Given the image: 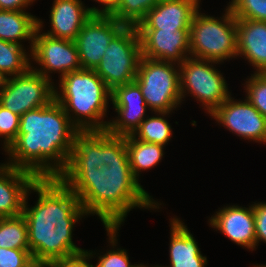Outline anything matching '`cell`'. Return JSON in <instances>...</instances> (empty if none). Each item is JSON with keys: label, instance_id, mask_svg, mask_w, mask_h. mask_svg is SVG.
<instances>
[{"label": "cell", "instance_id": "obj_7", "mask_svg": "<svg viewBox=\"0 0 266 267\" xmlns=\"http://www.w3.org/2000/svg\"><path fill=\"white\" fill-rule=\"evenodd\" d=\"M142 57L136 26H124L110 41L102 61L94 69L106 86L115 87L133 82Z\"/></svg>", "mask_w": 266, "mask_h": 267}, {"label": "cell", "instance_id": "obj_31", "mask_svg": "<svg viewBox=\"0 0 266 267\" xmlns=\"http://www.w3.org/2000/svg\"><path fill=\"white\" fill-rule=\"evenodd\" d=\"M117 160H129L126 136L111 135L105 130V161L104 167Z\"/></svg>", "mask_w": 266, "mask_h": 267}, {"label": "cell", "instance_id": "obj_38", "mask_svg": "<svg viewBox=\"0 0 266 267\" xmlns=\"http://www.w3.org/2000/svg\"><path fill=\"white\" fill-rule=\"evenodd\" d=\"M28 267H57V260H35L33 259Z\"/></svg>", "mask_w": 266, "mask_h": 267}, {"label": "cell", "instance_id": "obj_8", "mask_svg": "<svg viewBox=\"0 0 266 267\" xmlns=\"http://www.w3.org/2000/svg\"><path fill=\"white\" fill-rule=\"evenodd\" d=\"M217 63L187 57L179 64L181 99L190 93L210 115L231 95L223 75L213 66Z\"/></svg>", "mask_w": 266, "mask_h": 267}, {"label": "cell", "instance_id": "obj_2", "mask_svg": "<svg viewBox=\"0 0 266 267\" xmlns=\"http://www.w3.org/2000/svg\"><path fill=\"white\" fill-rule=\"evenodd\" d=\"M78 132L54 99L20 116L18 135L5 150L10 159L6 164L37 178H58L67 167Z\"/></svg>", "mask_w": 266, "mask_h": 267}, {"label": "cell", "instance_id": "obj_41", "mask_svg": "<svg viewBox=\"0 0 266 267\" xmlns=\"http://www.w3.org/2000/svg\"><path fill=\"white\" fill-rule=\"evenodd\" d=\"M254 267H266V265H257V266H254Z\"/></svg>", "mask_w": 266, "mask_h": 267}, {"label": "cell", "instance_id": "obj_40", "mask_svg": "<svg viewBox=\"0 0 266 267\" xmlns=\"http://www.w3.org/2000/svg\"><path fill=\"white\" fill-rule=\"evenodd\" d=\"M140 267H148L147 265L145 266V265H143V264H140ZM152 267V266H151ZM154 267H165V266H158V265H156V266H154Z\"/></svg>", "mask_w": 266, "mask_h": 267}, {"label": "cell", "instance_id": "obj_37", "mask_svg": "<svg viewBox=\"0 0 266 267\" xmlns=\"http://www.w3.org/2000/svg\"><path fill=\"white\" fill-rule=\"evenodd\" d=\"M36 0H0V10L24 11Z\"/></svg>", "mask_w": 266, "mask_h": 267}, {"label": "cell", "instance_id": "obj_35", "mask_svg": "<svg viewBox=\"0 0 266 267\" xmlns=\"http://www.w3.org/2000/svg\"><path fill=\"white\" fill-rule=\"evenodd\" d=\"M93 251L85 250L82 253L75 254L70 257L57 260V267H94L91 263L87 262L93 257Z\"/></svg>", "mask_w": 266, "mask_h": 267}, {"label": "cell", "instance_id": "obj_3", "mask_svg": "<svg viewBox=\"0 0 266 267\" xmlns=\"http://www.w3.org/2000/svg\"><path fill=\"white\" fill-rule=\"evenodd\" d=\"M29 190L38 194L37 203L29 208L27 192L22 212L33 259L58 260L84 252L72 241V233L87 214L72 190L59 178H37Z\"/></svg>", "mask_w": 266, "mask_h": 267}, {"label": "cell", "instance_id": "obj_17", "mask_svg": "<svg viewBox=\"0 0 266 267\" xmlns=\"http://www.w3.org/2000/svg\"><path fill=\"white\" fill-rule=\"evenodd\" d=\"M37 177L26 170L2 163L0 166V218L15 217L23 212L30 186Z\"/></svg>", "mask_w": 266, "mask_h": 267}, {"label": "cell", "instance_id": "obj_25", "mask_svg": "<svg viewBox=\"0 0 266 267\" xmlns=\"http://www.w3.org/2000/svg\"><path fill=\"white\" fill-rule=\"evenodd\" d=\"M170 113L171 112H157L156 114L155 112L154 114L157 116H147L132 136L142 142L155 143L165 147L173 134L172 128L165 118V116Z\"/></svg>", "mask_w": 266, "mask_h": 267}, {"label": "cell", "instance_id": "obj_28", "mask_svg": "<svg viewBox=\"0 0 266 267\" xmlns=\"http://www.w3.org/2000/svg\"><path fill=\"white\" fill-rule=\"evenodd\" d=\"M227 7L236 19L266 22V0H231Z\"/></svg>", "mask_w": 266, "mask_h": 267}, {"label": "cell", "instance_id": "obj_32", "mask_svg": "<svg viewBox=\"0 0 266 267\" xmlns=\"http://www.w3.org/2000/svg\"><path fill=\"white\" fill-rule=\"evenodd\" d=\"M32 260L30 250L0 247V267H28Z\"/></svg>", "mask_w": 266, "mask_h": 267}, {"label": "cell", "instance_id": "obj_16", "mask_svg": "<svg viewBox=\"0 0 266 267\" xmlns=\"http://www.w3.org/2000/svg\"><path fill=\"white\" fill-rule=\"evenodd\" d=\"M201 0H160L136 26L137 29L189 30Z\"/></svg>", "mask_w": 266, "mask_h": 267}, {"label": "cell", "instance_id": "obj_9", "mask_svg": "<svg viewBox=\"0 0 266 267\" xmlns=\"http://www.w3.org/2000/svg\"><path fill=\"white\" fill-rule=\"evenodd\" d=\"M31 68L22 75L3 80L0 105L18 116L54 100V83ZM53 83V85H52Z\"/></svg>", "mask_w": 266, "mask_h": 267}, {"label": "cell", "instance_id": "obj_5", "mask_svg": "<svg viewBox=\"0 0 266 267\" xmlns=\"http://www.w3.org/2000/svg\"><path fill=\"white\" fill-rule=\"evenodd\" d=\"M189 28L190 57L216 61L237 57V19L226 7L222 18L199 12ZM220 62V63H219Z\"/></svg>", "mask_w": 266, "mask_h": 267}, {"label": "cell", "instance_id": "obj_24", "mask_svg": "<svg viewBox=\"0 0 266 267\" xmlns=\"http://www.w3.org/2000/svg\"><path fill=\"white\" fill-rule=\"evenodd\" d=\"M25 51L22 44L0 39V75L4 79L22 75L31 68L30 55Z\"/></svg>", "mask_w": 266, "mask_h": 267}, {"label": "cell", "instance_id": "obj_23", "mask_svg": "<svg viewBox=\"0 0 266 267\" xmlns=\"http://www.w3.org/2000/svg\"><path fill=\"white\" fill-rule=\"evenodd\" d=\"M126 147L130 168L138 181L140 172L156 166L164 155V146L142 142L132 135L126 136Z\"/></svg>", "mask_w": 266, "mask_h": 267}, {"label": "cell", "instance_id": "obj_27", "mask_svg": "<svg viewBox=\"0 0 266 267\" xmlns=\"http://www.w3.org/2000/svg\"><path fill=\"white\" fill-rule=\"evenodd\" d=\"M160 0H121L118 9L111 15L125 26H137Z\"/></svg>", "mask_w": 266, "mask_h": 267}, {"label": "cell", "instance_id": "obj_22", "mask_svg": "<svg viewBox=\"0 0 266 267\" xmlns=\"http://www.w3.org/2000/svg\"><path fill=\"white\" fill-rule=\"evenodd\" d=\"M38 28V18L26 11L0 10V39L20 44L29 40L32 49L34 35ZM20 40V41H19Z\"/></svg>", "mask_w": 266, "mask_h": 267}, {"label": "cell", "instance_id": "obj_33", "mask_svg": "<svg viewBox=\"0 0 266 267\" xmlns=\"http://www.w3.org/2000/svg\"><path fill=\"white\" fill-rule=\"evenodd\" d=\"M98 263L94 267H140L139 264L131 265L125 249H111L98 257Z\"/></svg>", "mask_w": 266, "mask_h": 267}, {"label": "cell", "instance_id": "obj_13", "mask_svg": "<svg viewBox=\"0 0 266 267\" xmlns=\"http://www.w3.org/2000/svg\"><path fill=\"white\" fill-rule=\"evenodd\" d=\"M110 101L118 116L108 122L106 131L115 136L132 135L144 121L148 108L138 84L133 81L115 87Z\"/></svg>", "mask_w": 266, "mask_h": 267}, {"label": "cell", "instance_id": "obj_34", "mask_svg": "<svg viewBox=\"0 0 266 267\" xmlns=\"http://www.w3.org/2000/svg\"><path fill=\"white\" fill-rule=\"evenodd\" d=\"M253 210L255 216L256 246H258L259 241L266 243V203H254Z\"/></svg>", "mask_w": 266, "mask_h": 267}, {"label": "cell", "instance_id": "obj_29", "mask_svg": "<svg viewBox=\"0 0 266 267\" xmlns=\"http://www.w3.org/2000/svg\"><path fill=\"white\" fill-rule=\"evenodd\" d=\"M245 84V99L266 118V73L254 72Z\"/></svg>", "mask_w": 266, "mask_h": 267}, {"label": "cell", "instance_id": "obj_15", "mask_svg": "<svg viewBox=\"0 0 266 267\" xmlns=\"http://www.w3.org/2000/svg\"><path fill=\"white\" fill-rule=\"evenodd\" d=\"M209 221L212 228L218 229L234 243L251 251L256 248L255 216L252 204L248 208L238 205L225 206Z\"/></svg>", "mask_w": 266, "mask_h": 267}, {"label": "cell", "instance_id": "obj_30", "mask_svg": "<svg viewBox=\"0 0 266 267\" xmlns=\"http://www.w3.org/2000/svg\"><path fill=\"white\" fill-rule=\"evenodd\" d=\"M19 127L20 116L0 105V138H4V150L16 139Z\"/></svg>", "mask_w": 266, "mask_h": 267}, {"label": "cell", "instance_id": "obj_18", "mask_svg": "<svg viewBox=\"0 0 266 267\" xmlns=\"http://www.w3.org/2000/svg\"><path fill=\"white\" fill-rule=\"evenodd\" d=\"M91 16L81 0H54L49 17L52 28L45 34L74 41Z\"/></svg>", "mask_w": 266, "mask_h": 267}, {"label": "cell", "instance_id": "obj_12", "mask_svg": "<svg viewBox=\"0 0 266 267\" xmlns=\"http://www.w3.org/2000/svg\"><path fill=\"white\" fill-rule=\"evenodd\" d=\"M210 116L242 139L266 144V118L247 99L229 96Z\"/></svg>", "mask_w": 266, "mask_h": 267}, {"label": "cell", "instance_id": "obj_26", "mask_svg": "<svg viewBox=\"0 0 266 267\" xmlns=\"http://www.w3.org/2000/svg\"><path fill=\"white\" fill-rule=\"evenodd\" d=\"M0 247L30 250L27 222L23 214L15 217L0 218Z\"/></svg>", "mask_w": 266, "mask_h": 267}, {"label": "cell", "instance_id": "obj_39", "mask_svg": "<svg viewBox=\"0 0 266 267\" xmlns=\"http://www.w3.org/2000/svg\"><path fill=\"white\" fill-rule=\"evenodd\" d=\"M3 80H4V78L0 75V88L2 86Z\"/></svg>", "mask_w": 266, "mask_h": 267}, {"label": "cell", "instance_id": "obj_6", "mask_svg": "<svg viewBox=\"0 0 266 267\" xmlns=\"http://www.w3.org/2000/svg\"><path fill=\"white\" fill-rule=\"evenodd\" d=\"M134 81L152 112H173L184 101L176 63L141 57Z\"/></svg>", "mask_w": 266, "mask_h": 267}, {"label": "cell", "instance_id": "obj_14", "mask_svg": "<svg viewBox=\"0 0 266 267\" xmlns=\"http://www.w3.org/2000/svg\"><path fill=\"white\" fill-rule=\"evenodd\" d=\"M137 30L142 57L173 62L177 65L190 57L189 30Z\"/></svg>", "mask_w": 266, "mask_h": 267}, {"label": "cell", "instance_id": "obj_4", "mask_svg": "<svg viewBox=\"0 0 266 267\" xmlns=\"http://www.w3.org/2000/svg\"><path fill=\"white\" fill-rule=\"evenodd\" d=\"M59 81L61 91L54 89V99L64 108L72 124L79 131H105L108 121L103 120L111 90L95 70L69 72ZM71 114H75L74 117Z\"/></svg>", "mask_w": 266, "mask_h": 267}, {"label": "cell", "instance_id": "obj_19", "mask_svg": "<svg viewBox=\"0 0 266 267\" xmlns=\"http://www.w3.org/2000/svg\"><path fill=\"white\" fill-rule=\"evenodd\" d=\"M237 56H244L256 73H266V22L237 19Z\"/></svg>", "mask_w": 266, "mask_h": 267}, {"label": "cell", "instance_id": "obj_36", "mask_svg": "<svg viewBox=\"0 0 266 267\" xmlns=\"http://www.w3.org/2000/svg\"><path fill=\"white\" fill-rule=\"evenodd\" d=\"M98 3H101L102 8L98 9V7H90L89 10L92 15H103V16H111L117 9L121 3V0H94Z\"/></svg>", "mask_w": 266, "mask_h": 267}, {"label": "cell", "instance_id": "obj_20", "mask_svg": "<svg viewBox=\"0 0 266 267\" xmlns=\"http://www.w3.org/2000/svg\"><path fill=\"white\" fill-rule=\"evenodd\" d=\"M170 221L169 257L171 267H205L207 258L201 254L198 242L187 226L176 217L171 218Z\"/></svg>", "mask_w": 266, "mask_h": 267}, {"label": "cell", "instance_id": "obj_1", "mask_svg": "<svg viewBox=\"0 0 266 267\" xmlns=\"http://www.w3.org/2000/svg\"><path fill=\"white\" fill-rule=\"evenodd\" d=\"M58 178L79 198L87 215L99 216L113 248L131 209H159L161 205L134 177L129 160L112 161L103 168L65 169Z\"/></svg>", "mask_w": 266, "mask_h": 267}, {"label": "cell", "instance_id": "obj_10", "mask_svg": "<svg viewBox=\"0 0 266 267\" xmlns=\"http://www.w3.org/2000/svg\"><path fill=\"white\" fill-rule=\"evenodd\" d=\"M43 23L38 19V28L34 35L32 49H30V57L41 67L37 69L31 66V69L49 80L53 72L61 73V78L69 72L82 69L75 42L54 38L45 33L41 34Z\"/></svg>", "mask_w": 266, "mask_h": 267}, {"label": "cell", "instance_id": "obj_11", "mask_svg": "<svg viewBox=\"0 0 266 267\" xmlns=\"http://www.w3.org/2000/svg\"><path fill=\"white\" fill-rule=\"evenodd\" d=\"M124 26L112 16H91L74 40L82 69L98 66L110 41Z\"/></svg>", "mask_w": 266, "mask_h": 267}, {"label": "cell", "instance_id": "obj_21", "mask_svg": "<svg viewBox=\"0 0 266 267\" xmlns=\"http://www.w3.org/2000/svg\"><path fill=\"white\" fill-rule=\"evenodd\" d=\"M104 161L105 131H79L66 169L103 168Z\"/></svg>", "mask_w": 266, "mask_h": 267}]
</instances>
